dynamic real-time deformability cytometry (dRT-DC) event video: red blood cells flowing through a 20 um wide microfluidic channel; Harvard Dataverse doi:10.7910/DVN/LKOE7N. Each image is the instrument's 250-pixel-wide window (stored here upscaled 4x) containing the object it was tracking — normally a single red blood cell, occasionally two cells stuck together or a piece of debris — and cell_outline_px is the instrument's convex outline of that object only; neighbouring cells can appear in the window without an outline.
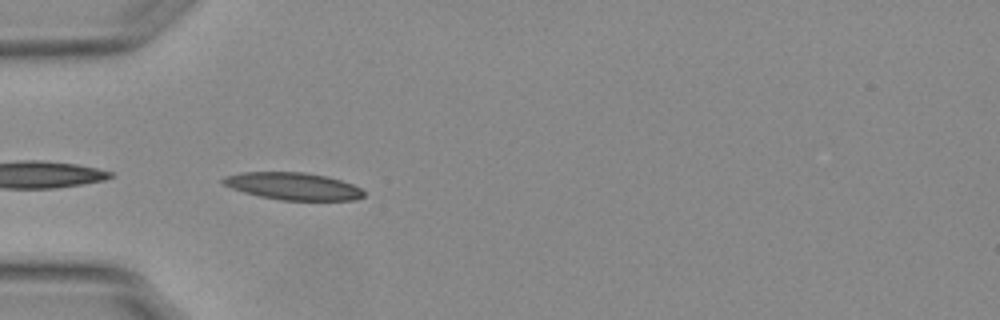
{"species": "Egyptian fruit bat (a non-hibernating species)", "species_latin": "Rousettus aegyptiacus", "temperature_condition": "warm", "stored_images_in_passage": 14, "camera_frame_rate_fps": 3000, "um_per_image_px": 0.085, "animal": {"sex": "female"}, "frame": {"image": 1, "passage_image": 1, "time_ms": 0.0, "image_size_px": [1000, 320], "cell_outline_px": [[364, 196], [356, 200], [280, 200], [260, 196], [244, 192], [220, 184], [220, 180], [224, 176], [240, 172], [304, 172], [324, 176], [340, 180], [352, 184], [360, 188], [364, 192]], "centroid_in_image_um": [24.86, 15.82], "position_along_channel_um": 60.1, "area_um2": 22.37}}
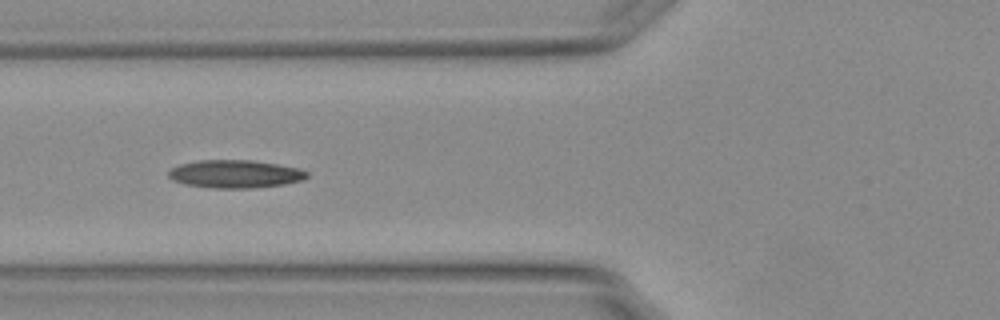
{"frame": {"image": 2, "passage_image": 5, "time_ms": 1.333, "image_size_px": [1000, 320], "cell_outline_px": [[308, 176], [304, 180], [284, 184], [252, 188], [216, 188], [184, 184], [172, 180], [168, 176], [168, 172], [172, 168], [180, 164], [196, 160], [252, 160], [300, 168], [308, 172]], "centroid_in_image_um": [19.99, 14.78], "position_along_channel_um": 105.8, "area_um2": 22.6}}